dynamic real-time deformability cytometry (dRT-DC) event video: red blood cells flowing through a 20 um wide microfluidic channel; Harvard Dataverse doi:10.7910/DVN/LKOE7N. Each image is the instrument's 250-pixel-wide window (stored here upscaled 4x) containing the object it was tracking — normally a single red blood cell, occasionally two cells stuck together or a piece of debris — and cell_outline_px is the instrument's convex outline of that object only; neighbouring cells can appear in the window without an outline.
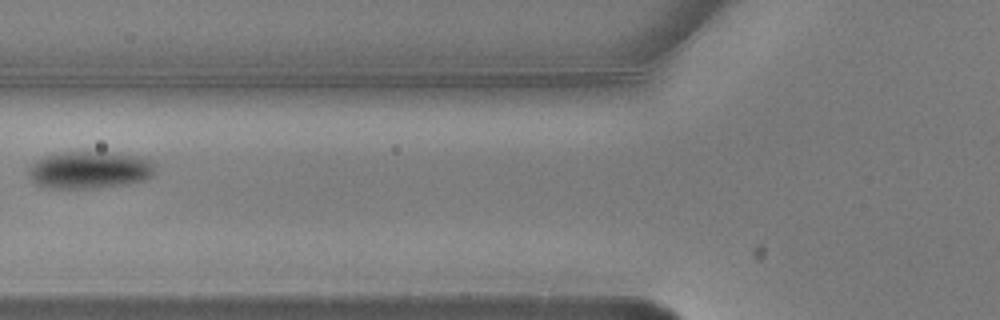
{"species": "common noctule bat (a hibernating species)", "species_latin": "Nyctalus noctula", "temperature_condition": "warm", "stored_images_in_passage": 7, "camera_frame_rate_fps": 3000, "um_per_image_px": 0.085, "animal": {"sex": "male", "body_mass_g": 20.5, "forearm_length_mm": 52.5}, "frame": {"image": 1, "passage_image": 6, "time_ms": 1.667, "image_size_px": [1000, 320], "cell_outline_px": [[156, 172], [152, 176], [144, 180], [128, 184], [96, 188], [48, 188], [36, 184], [28, 176], [28, 168], [36, 160], [44, 156], [64, 152], [112, 152], [136, 156], [148, 160], [156, 164]], "centroid_in_image_um": [7.62, 14.45], "position_along_channel_um": 118.2, "area_um2": 27.74}}
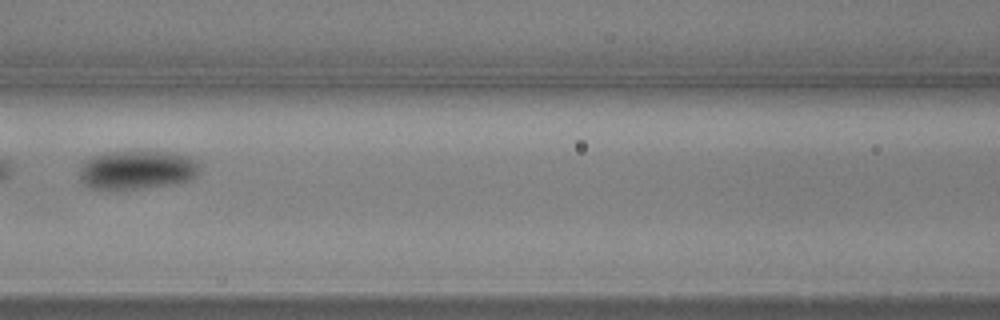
{"frame": {"image": 2, "passage_image": 7, "time_ms": 2.0, "image_size_px": [1000, 320], "cell_outline_px": [[200, 172], [192, 180], [176, 184], [140, 188], [92, 188], [84, 184], [80, 180], [80, 168], [84, 160], [92, 156], [104, 152], [176, 152], [188, 156], [196, 160], [200, 168]], "centroid_in_image_um": [11.69, 14.43], "position_along_channel_um": 154.9, "area_um2": 27.28}}